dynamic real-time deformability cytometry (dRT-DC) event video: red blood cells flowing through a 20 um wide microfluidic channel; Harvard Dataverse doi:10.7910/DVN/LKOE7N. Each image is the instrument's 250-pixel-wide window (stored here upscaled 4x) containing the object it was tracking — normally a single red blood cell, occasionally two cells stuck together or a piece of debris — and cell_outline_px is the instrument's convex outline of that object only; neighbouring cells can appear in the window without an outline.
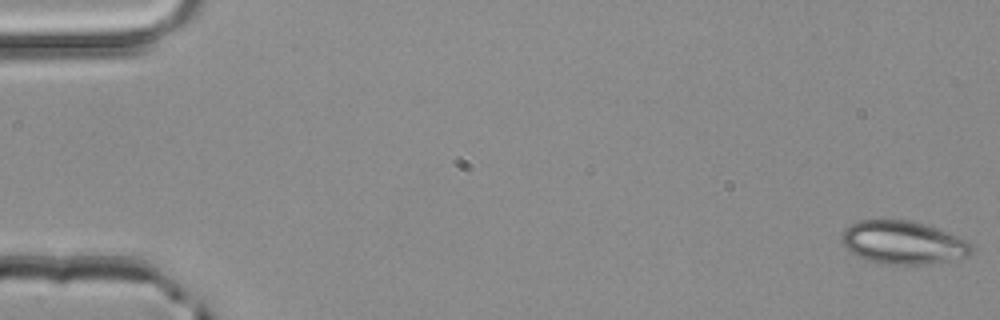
{"species": "common noctule bat (a hibernating species)", "species_latin": "Nyctalus noctula", "temperature_condition": "room temperature", "stored_images_in_passage": 52, "camera_frame_rate_fps": 3000, "um_per_image_px": 0.085, "animal": {"sex": "male", "body_mass_g": 20.4}, "frame": {"image": 1, "passage_image": 1, "time_ms": 0.0, "image_size_px": [1000, 320], "cell_outline_px": [[976, 252], [968, 256], [928, 264], [880, 264], [856, 256], [840, 240], [840, 236], [844, 228], [848, 224], [860, 220], [908, 220], [924, 224], [936, 228], [968, 240], [972, 244]], "centroid_in_image_um": [76.76, 20.61], "position_along_channel_um": 8.2, "area_um2": 32.83}}
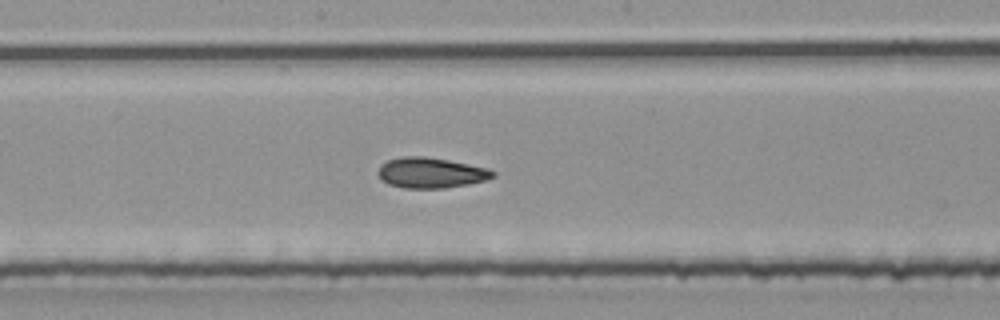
{"frame": {"image": 2, "passage_image": 28, "time_ms": 9.0, "image_size_px": [1000, 320], "cell_outline_px": [[496, 176], [484, 180], [468, 184], [444, 188], [404, 188], [388, 184], [376, 172], [380, 164], [388, 160], [404, 156], [424, 156], [448, 160], [488, 168], [496, 172]], "centroid_in_image_um": [36.62, 14.68], "position_along_channel_um": 211.6, "area_um2": 20.35}}
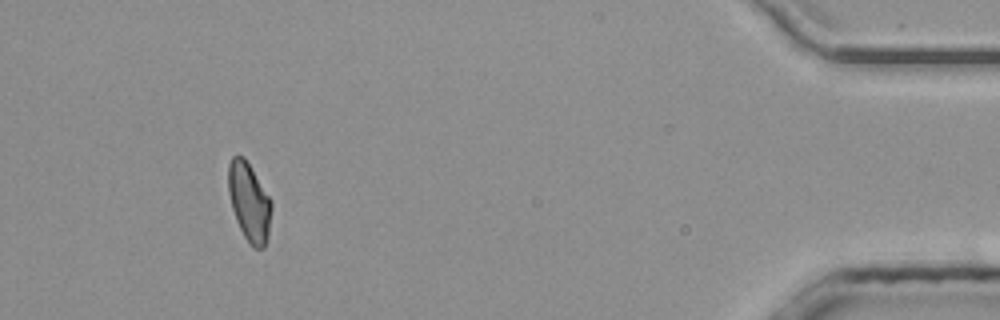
{"frame": {"image": 3, "passage_image": 48, "time_ms": 15.667, "image_size_px": [1000, 320], "cell_outline_px": [[272, 208], [268, 236], [264, 248], [252, 248], [248, 244], [236, 220], [232, 208], [228, 192], [228, 164], [232, 156], [236, 152], [244, 156], [272, 200]], "centroid_in_image_um": [21.18, 17.14], "position_along_channel_um": 414.0, "area_um2": 20.11}, "authors_computed_cell_mechanics": {"area_um2": 20.4034, "velocity_mm_per_s": 4.0758, "shape_relaxation_time_tau1_ms": null, "shape_relaxation_time_tau2_ms": 2.5148, "deformation_change_tau1": null, "deformation_change_tau2": 0.082}}